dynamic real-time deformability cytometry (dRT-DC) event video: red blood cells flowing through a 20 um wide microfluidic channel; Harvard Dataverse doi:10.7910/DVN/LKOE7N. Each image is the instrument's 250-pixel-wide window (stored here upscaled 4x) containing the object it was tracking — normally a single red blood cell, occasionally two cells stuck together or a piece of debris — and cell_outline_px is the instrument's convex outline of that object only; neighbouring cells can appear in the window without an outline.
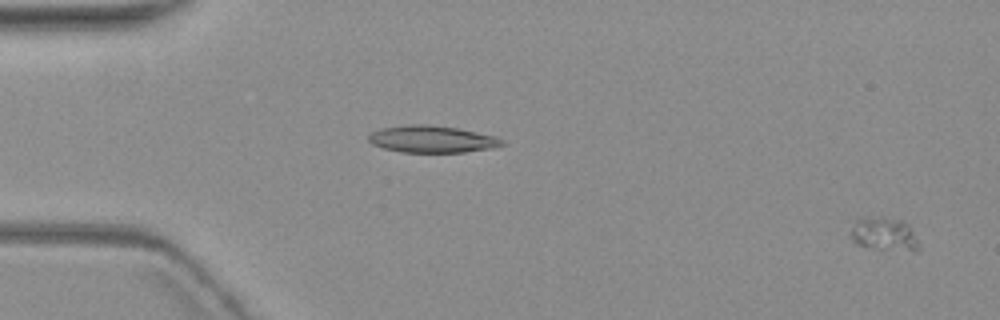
{"species": "common noctule bat (a hibernating species)", "species_latin": "Nyctalus noctula", "temperature_condition": "warm", "stored_images_in_passage": 5, "camera_frame_rate_fps": 3000, "um_per_image_px": 0.085, "animal": {"sex": "female", "body_mass_g": 19.3, "forearm_length_mm": 54.1}, "frame": {"image": 1, "passage_image": 1, "time_ms": 0.0, "image_size_px": [1000, 320], "cell_outline_px": [[920, 252], [916, 252], [876, 248], [856, 244], [848, 236], [856, 220], [860, 216], [884, 216], [904, 220], [908, 224], [920, 244]], "centroid_in_image_um": [75.17, 19.88], "position_along_channel_um": 9.8, "area_um2": 13.81}}
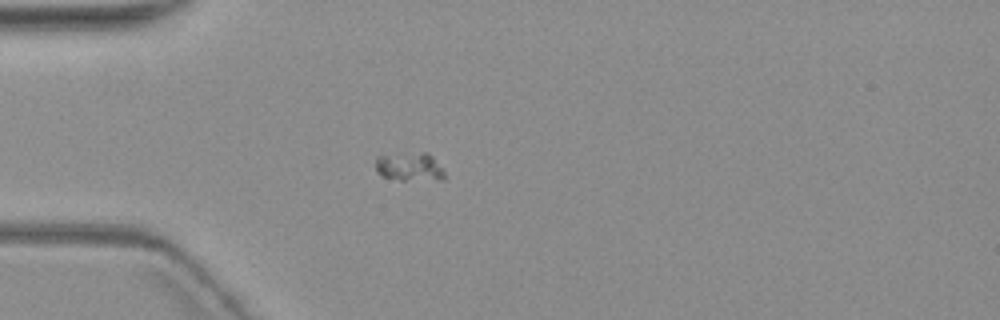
{"frame": {"image": 2, "passage_image": 5, "time_ms": 5.0, "image_size_px": [1000, 320], "cell_outline_px": [[444, 180], [400, 180], [380, 176], [376, 172], [376, 156], [420, 152], [428, 152], [432, 156], [444, 172]], "centroid_in_image_um": [34.8, 14.19], "position_along_channel_um": 50.2, "area_um2": 11.56}}